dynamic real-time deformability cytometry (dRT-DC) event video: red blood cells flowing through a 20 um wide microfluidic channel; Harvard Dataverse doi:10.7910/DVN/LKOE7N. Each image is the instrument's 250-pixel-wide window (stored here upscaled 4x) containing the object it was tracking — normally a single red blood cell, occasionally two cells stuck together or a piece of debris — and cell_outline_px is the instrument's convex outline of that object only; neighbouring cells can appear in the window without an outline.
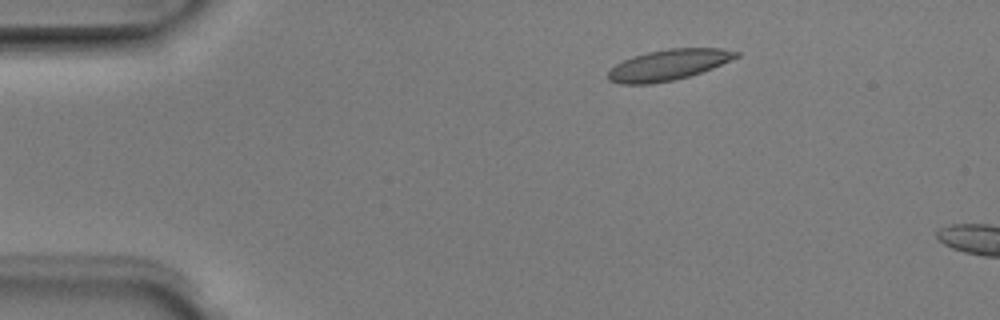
{"species": "Egyptian fruit bat (a non-hibernating species)", "species_latin": "Rousettus aegyptiacus", "temperature_condition": "room temperature", "stored_images_in_passage": 3, "camera_frame_rate_fps": 3000, "um_per_image_px": 0.085, "animal": {"sex": "male"}, "frame": {"image": 1, "passage_image": 1, "time_ms": 0.0, "image_size_px": [1000, 320], "cell_outline_px": [[740, 56], [712, 68], [688, 76], [672, 80], [652, 84], [620, 84], [608, 80], [608, 72], [616, 64], [632, 56], [648, 52], [668, 48], [720, 48], [740, 52]], "centroid_in_image_um": [56.8, 5.51], "position_along_channel_um": 28.2, "area_um2": 22.83}}